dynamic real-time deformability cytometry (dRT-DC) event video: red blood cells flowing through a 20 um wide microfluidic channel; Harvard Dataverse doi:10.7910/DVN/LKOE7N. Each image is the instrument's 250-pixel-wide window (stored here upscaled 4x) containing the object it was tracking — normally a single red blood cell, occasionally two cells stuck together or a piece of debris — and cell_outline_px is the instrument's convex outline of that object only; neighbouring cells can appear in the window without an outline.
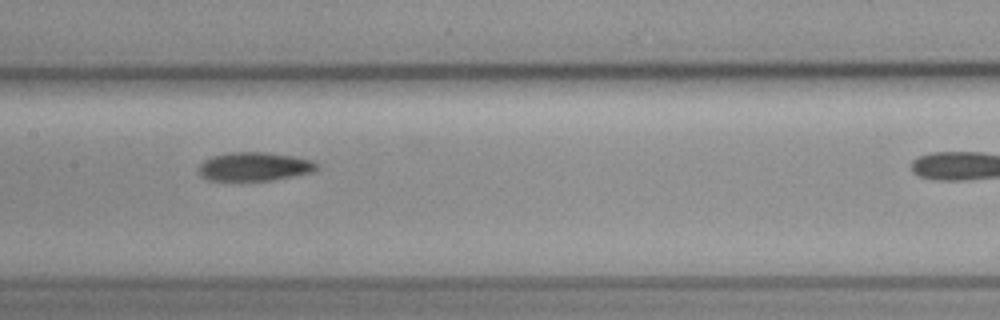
{"species": "common noctule bat (a hibernating species)", "species_latin": "Nyctalus noctula", "temperature_condition": "cold", "stored_images_in_passage": 5, "camera_frame_rate_fps": 3000, "um_per_image_px": 0.085, "animal": {"sex": "female", "body_mass_g": 19.3, "forearm_length_mm": 54.1}, "frame": {"image": 1, "passage_image": 4, "time_ms": 3.333, "image_size_px": [1000, 320], "cell_outline_px": [[316, 168], [312, 172], [272, 180], [208, 180], [200, 176], [200, 164], [204, 160], [212, 156], [232, 152], [264, 152], [292, 156], [312, 160], [316, 164]], "centroid_in_image_um": [21.59, 14.15], "position_along_channel_um": 185.8, "area_um2": 19.42}}